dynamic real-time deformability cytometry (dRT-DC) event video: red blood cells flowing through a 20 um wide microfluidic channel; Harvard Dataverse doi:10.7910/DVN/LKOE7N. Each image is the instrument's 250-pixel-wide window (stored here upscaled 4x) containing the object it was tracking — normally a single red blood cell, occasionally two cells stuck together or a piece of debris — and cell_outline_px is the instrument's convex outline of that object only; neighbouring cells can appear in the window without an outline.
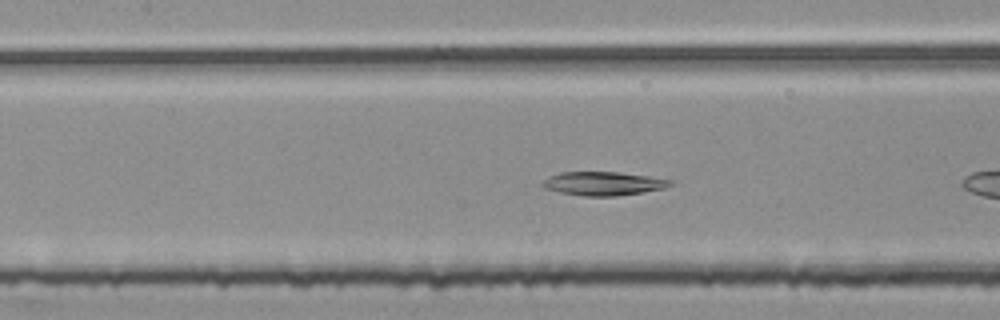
{"species": "common noctule bat (a hibernating species)", "species_latin": "Nyctalus noctula", "temperature_condition": "room temperature", "stored_images_in_passage": 9, "camera_frame_rate_fps": 3000, "um_per_image_px": 0.085, "animal": {"sex": "female", "body_mass_g": 25.1}, "frame": {"image": 1, "passage_image": 8, "time_ms": 2.333, "image_size_px": [1000, 320], "cell_outline_px": [[676, 180], [672, 184], [664, 188], [644, 192], [616, 196], [584, 196], [560, 192], [544, 188], [540, 184], [548, 176], [560, 172], [620, 172]], "centroid_in_image_um": [51.29, 15.59], "position_along_channel_um": 156.1, "area_um2": 17.74}}